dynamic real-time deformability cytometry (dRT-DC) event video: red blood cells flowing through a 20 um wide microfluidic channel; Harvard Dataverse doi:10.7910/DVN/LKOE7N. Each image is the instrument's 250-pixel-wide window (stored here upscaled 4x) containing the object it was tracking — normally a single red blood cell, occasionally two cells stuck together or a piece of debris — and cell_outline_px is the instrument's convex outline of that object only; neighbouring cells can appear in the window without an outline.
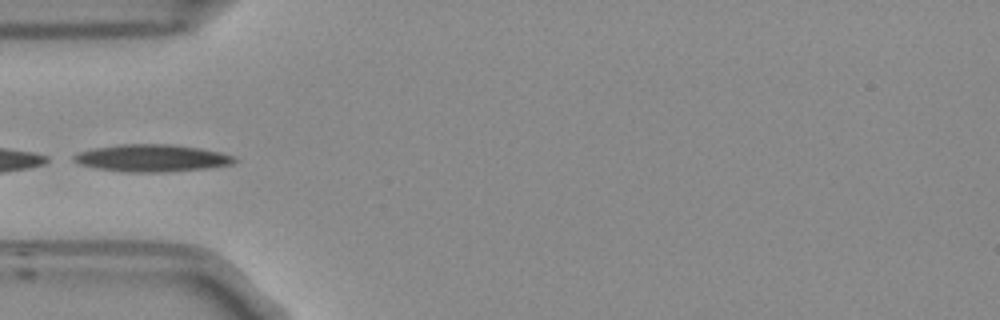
{"species": "Egyptian fruit bat (a non-hibernating species)", "species_latin": "Rousettus aegyptiacus", "temperature_condition": "room temperature", "stored_images_in_passage": 8, "camera_frame_rate_fps": 3000, "um_per_image_px": 0.085, "frame": {"image": 1, "passage_image": 1, "time_ms": 0.0, "image_size_px": [1000, 320], "cell_outline_px": [[240, 160], [232, 164], [204, 168], [168, 172], [120, 172], [96, 168], [80, 164], [72, 160], [72, 156], [80, 152], [92, 148], [124, 144], [172, 144], [200, 148], [220, 152], [232, 156]], "centroid_in_image_um": [12.89, 13.44], "position_along_channel_um": 72.1, "area_um2": 25.55}}